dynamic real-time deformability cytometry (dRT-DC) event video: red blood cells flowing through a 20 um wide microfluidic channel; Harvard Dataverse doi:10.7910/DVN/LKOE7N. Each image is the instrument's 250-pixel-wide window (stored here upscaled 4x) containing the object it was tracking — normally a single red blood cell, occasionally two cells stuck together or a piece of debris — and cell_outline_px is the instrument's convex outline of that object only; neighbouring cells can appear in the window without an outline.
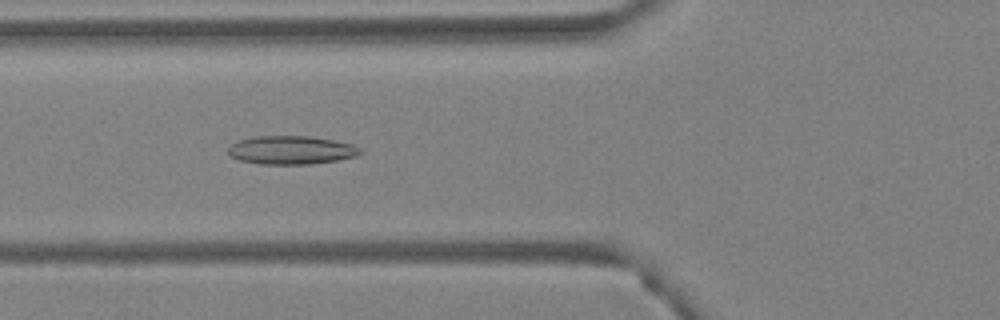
{"species": "Egyptian fruit bat (a non-hibernating species)", "species_latin": "Rousettus aegyptiacus", "temperature_condition": "warm", "stored_images_in_passage": 45, "camera_frame_rate_fps": 3000, "um_per_image_px": 0.085, "animal": {"sex": "female"}, "frame": {"image": 1, "passage_image": 12, "time_ms": 3.667, "image_size_px": [1000, 320], "cell_outline_px": [[364, 152], [356, 156], [336, 160], [308, 164], [260, 164], [240, 160], [232, 156], [228, 152], [228, 148], [236, 140], [252, 136], [308, 136], [332, 140], [352, 144], [360, 148]], "centroid_in_image_um": [24.74, 12.75], "position_along_channel_um": 101.1, "area_um2": 21.85}}
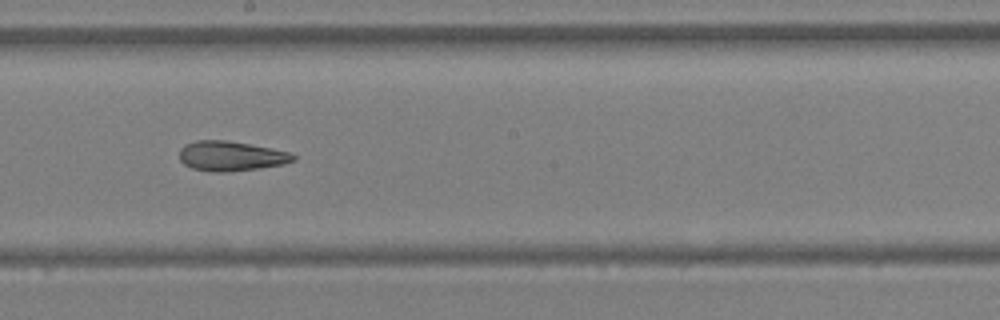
{"frame": {"image": 2, "passage_image": 22, "time_ms": 7.0, "image_size_px": [1000, 320], "cell_outline_px": [[296, 160], [284, 164], [260, 168], [228, 172], [212, 172], [192, 168], [184, 164], [180, 160], [180, 148], [184, 144], [196, 140], [228, 140], [292, 152], [296, 156]], "centroid_in_image_um": [19.65, 13.26], "position_along_channel_um": 228.6, "area_um2": 20.0}}
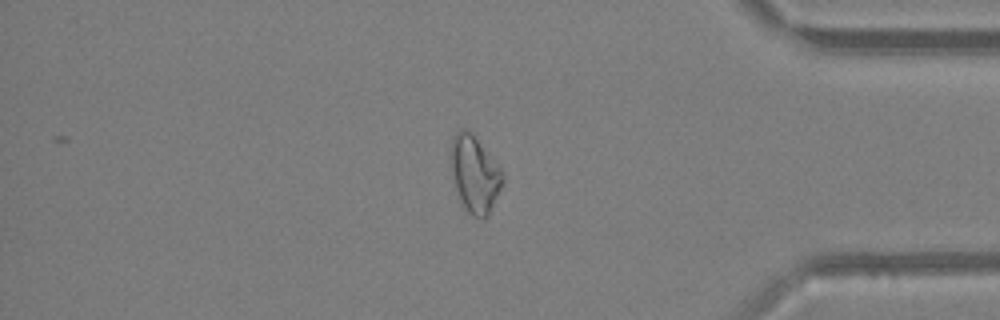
{"frame": {"image": 3, "passage_image": 37, "time_ms": 12.0, "image_size_px": [1000, 320], "cell_outline_px": [[504, 180], [488, 216], [480, 220], [472, 216], [464, 208], [456, 188], [452, 176], [448, 160], [452, 136], [460, 128], [468, 128], [472, 132], [504, 172]], "centroid_in_image_um": [40.32, 14.76], "position_along_channel_um": 394.9, "area_um2": 23.7}, "authors_computed_cell_mechanics": {"area_um2": 22.0218, "velocity_mm_per_s": 3.8253, "shape_relaxation_time_tau1_ms": null, "shape_relaxation_time_tau2_ms": 4.7089, "deformation_change_tau1": null, "deformation_change_tau2": 0.1469}}